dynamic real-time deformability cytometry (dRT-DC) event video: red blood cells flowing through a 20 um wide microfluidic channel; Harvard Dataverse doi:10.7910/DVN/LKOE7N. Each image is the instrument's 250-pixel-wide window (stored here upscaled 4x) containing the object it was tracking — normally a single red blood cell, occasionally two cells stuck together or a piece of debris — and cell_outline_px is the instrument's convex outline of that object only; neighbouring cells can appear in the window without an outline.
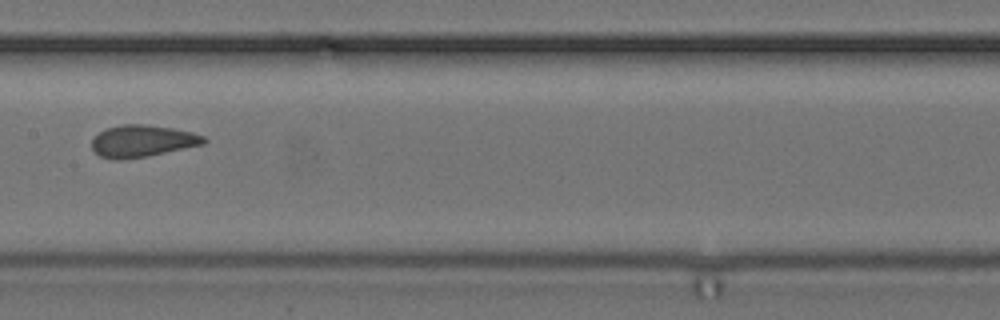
{"species": "common noctule bat (a hibernating species)", "species_latin": "Nyctalus noctula", "temperature_condition": "cold", "stored_images_in_passage": 11, "camera_frame_rate_fps": 3000, "um_per_image_px": 0.085, "animal": {"sex": "female", "body_mass_g": 24.6, "forearm_length_mm": 56.2}, "frame": {"image": 1, "passage_image": 7, "time_ms": 2.0, "image_size_px": [1000, 320], "cell_outline_px": [[208, 140], [204, 144], [148, 156], [120, 160], [100, 156], [92, 148], [92, 140], [104, 128], [120, 124], [144, 124], [172, 128], [192, 132], [204, 136]], "centroid_in_image_um": [12.11, 11.98], "position_along_channel_um": 195.3, "area_um2": 20.81}}